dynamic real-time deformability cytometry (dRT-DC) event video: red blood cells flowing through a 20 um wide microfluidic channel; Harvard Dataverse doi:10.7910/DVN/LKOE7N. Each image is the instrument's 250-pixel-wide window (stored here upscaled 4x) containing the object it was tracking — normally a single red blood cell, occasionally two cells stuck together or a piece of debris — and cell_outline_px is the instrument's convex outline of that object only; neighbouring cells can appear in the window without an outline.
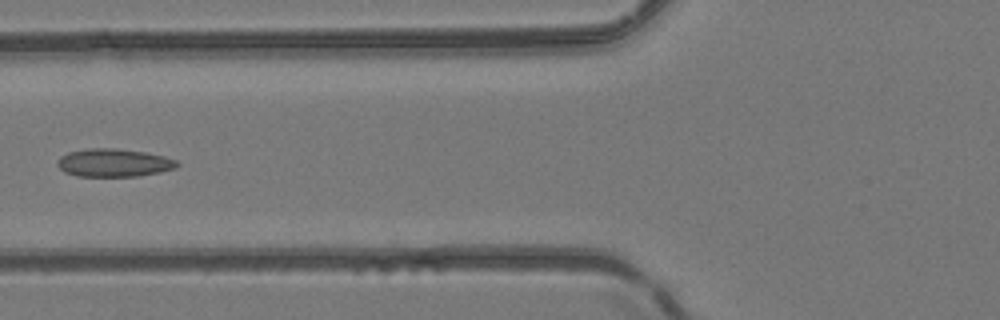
{"species": "common noctule bat (a hibernating species)", "species_latin": "Nyctalus noctula", "temperature_condition": "room temperature", "stored_images_in_passage": 6, "camera_frame_rate_fps": 3000, "um_per_image_px": 0.085, "animal": {"sex": "female", "body_mass_g": 24.6, "forearm_length_mm": 56.2}, "frame": {"image": 1, "passage_image": 6, "time_ms": 6.333, "image_size_px": [1000, 320], "cell_outline_px": [[180, 164], [176, 168], [160, 172], [136, 176], [76, 176], [64, 172], [56, 164], [60, 156], [68, 152], [88, 148], [116, 148], [144, 152], [164, 156], [176, 160]], "centroid_in_image_um": [9.66, 13.83], "position_along_channel_um": 116.1, "area_um2": 19.59}}